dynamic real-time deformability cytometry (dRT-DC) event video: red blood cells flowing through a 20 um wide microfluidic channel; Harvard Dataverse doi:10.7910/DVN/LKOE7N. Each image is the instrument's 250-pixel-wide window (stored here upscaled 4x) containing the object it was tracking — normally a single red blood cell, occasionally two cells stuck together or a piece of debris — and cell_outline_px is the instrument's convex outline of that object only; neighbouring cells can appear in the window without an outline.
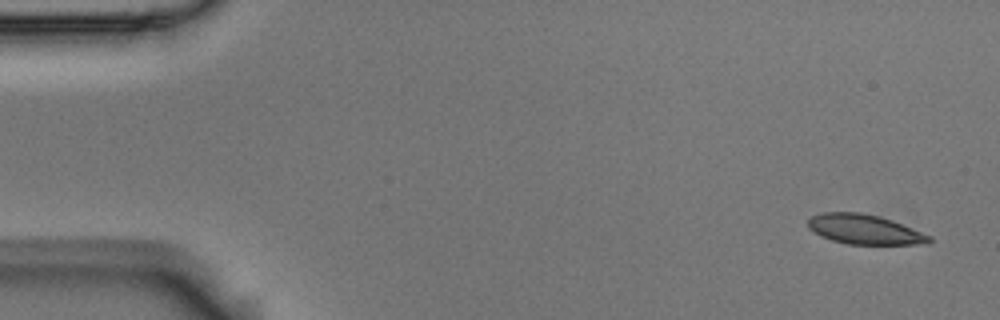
{"species": "Egyptian fruit bat (a non-hibernating species)", "species_latin": "Rousettus aegyptiacus", "temperature_condition": "room temperature", "stored_images_in_passage": 6, "camera_frame_rate_fps": 3000, "um_per_image_px": 0.085, "animal": {"sex": "male"}, "frame": {"image": 1, "passage_image": 1, "time_ms": 0.0, "image_size_px": [1000, 320], "cell_outline_px": [[932, 240], [928, 244], [848, 244], [832, 240], [820, 236], [808, 228], [808, 220], [812, 216], [824, 212], [860, 212], [880, 216], [892, 220], [932, 236]], "centroid_in_image_um": [73.49, 19.5], "position_along_channel_um": 11.5, "area_um2": 21.04}}
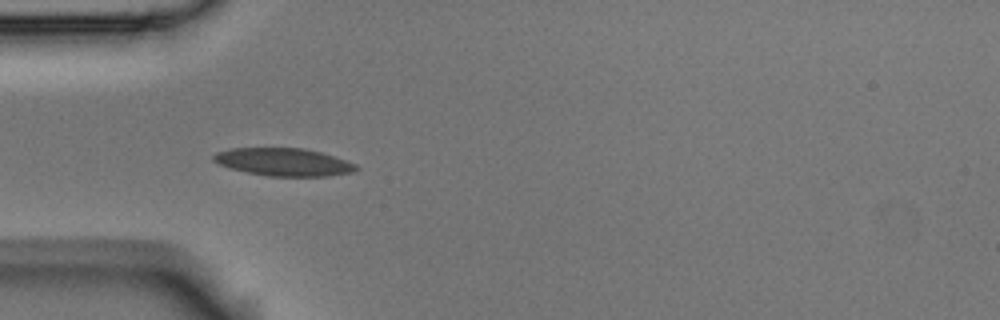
{"frame": {"image": 2, "passage_image": 5, "time_ms": 1.333, "image_size_px": [1000, 320], "cell_outline_px": [[360, 168], [352, 172], [328, 176], [268, 176], [228, 168], [212, 160], [212, 156], [216, 152], [232, 148], [304, 148], [320, 152], [356, 164]], "centroid_in_image_um": [24.08, 13.77], "position_along_channel_um": 60.9, "area_um2": 22.95}}
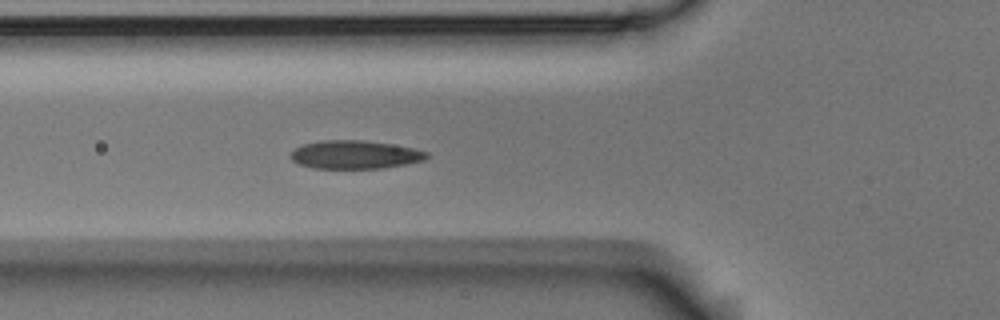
{"frame": {"image": 3, "passage_image": 6, "time_ms": 1.667, "image_size_px": [1000, 320], "cell_outline_px": [[432, 156], [424, 160], [384, 168], [316, 168], [300, 164], [292, 160], [288, 156], [296, 148], [304, 144], [320, 140], [364, 140], [392, 144], [412, 148], [428, 152]], "centroid_in_image_um": [30.19, 13.14], "position_along_channel_um": 95.6, "area_um2": 22.43}}